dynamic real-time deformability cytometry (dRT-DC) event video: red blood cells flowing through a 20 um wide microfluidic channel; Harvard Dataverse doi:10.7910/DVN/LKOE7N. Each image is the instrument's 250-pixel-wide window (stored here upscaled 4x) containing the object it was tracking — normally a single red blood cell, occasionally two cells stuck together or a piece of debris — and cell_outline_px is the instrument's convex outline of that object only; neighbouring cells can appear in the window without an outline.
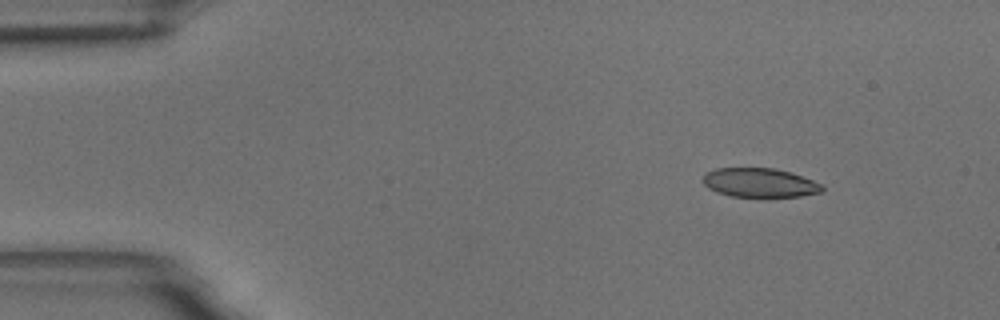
{"species": "common noctule bat (a hibernating species)", "species_latin": "Nyctalus noctula", "temperature_condition": "room temperature", "stored_images_in_passage": 25, "camera_frame_rate_fps": 3000, "um_per_image_px": 0.085, "animal": {"sex": "male", "body_mass_g": 18.8}, "frame": {"image": 1, "passage_image": 1, "time_ms": 0.0, "image_size_px": [1000, 320], "cell_outline_px": [[824, 192], [800, 196], [732, 196], [716, 192], [708, 188], [704, 184], [704, 172], [716, 168], [772, 168], [788, 172], [812, 180], [820, 184], [824, 188]], "centroid_in_image_um": [64.54, 15.53], "position_along_channel_um": 20.5, "area_um2": 19.94}}
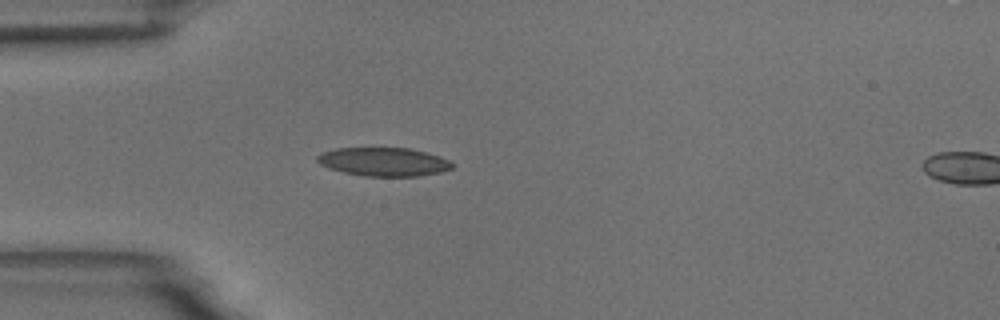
{"frame": {"image": 2, "passage_image": 10, "time_ms": 3.0, "image_size_px": [1000, 320], "cell_outline_px": [[456, 164], [452, 168], [440, 172], [420, 176], [364, 176], [344, 172], [328, 168], [320, 164], [316, 160], [316, 156], [324, 152], [336, 148], [412, 148], [440, 156]], "centroid_in_image_um": [32.64, 13.75], "position_along_channel_um": 52.4, "area_um2": 22.54}}
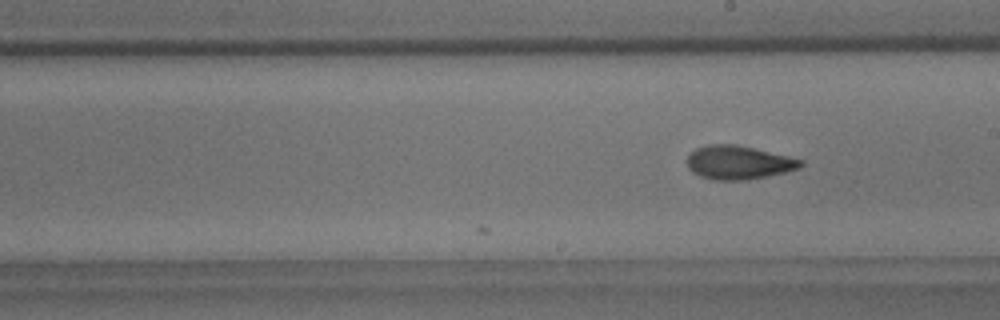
{"frame": {"image": 3, "passage_image": 25, "time_ms": 8.0, "image_size_px": [1000, 320], "cell_outline_px": [[804, 164], [800, 168], [784, 172], [748, 180], [712, 180], [700, 176], [692, 172], [688, 168], [688, 156], [696, 148], [708, 144], [736, 144], [788, 156], [804, 160]], "centroid_in_image_um": [62.77, 13.81], "position_along_channel_um": 226.2, "area_um2": 22.25}}